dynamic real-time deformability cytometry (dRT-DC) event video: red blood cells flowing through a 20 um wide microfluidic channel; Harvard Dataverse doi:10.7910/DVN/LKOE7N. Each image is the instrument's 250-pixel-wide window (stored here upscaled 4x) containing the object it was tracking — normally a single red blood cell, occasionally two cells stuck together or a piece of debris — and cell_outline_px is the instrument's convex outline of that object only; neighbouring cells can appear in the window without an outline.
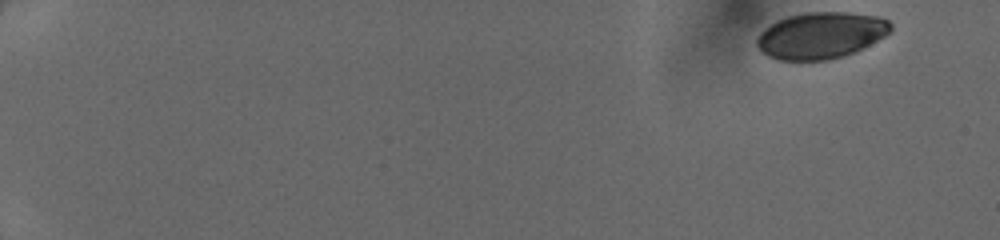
{"species": "human", "species_latin": "Homo sapiens", "temperature_condition": "cold", "stored_images_in_passage": 47, "camera_frame_rate_fps": 3000, "um_per_image_px": 0.085, "donor": {"sex": "female"}, "frame": {"image": 1, "passage_image": 1, "time_ms": 0.0, "image_size_px": [1000, 240], "cell_outline_px": [[892, 28], [884, 36], [856, 52], [844, 56], [828, 60], [780, 60], [768, 56], [756, 44], [756, 40], [760, 32], [764, 28], [776, 20], [788, 16], [804, 12], [852, 12], [880, 16], [888, 20], [892, 24]], "centroid_in_image_um": [69.79, 2.99], "position_along_channel_um": 15.2, "area_um2": 36.47}}
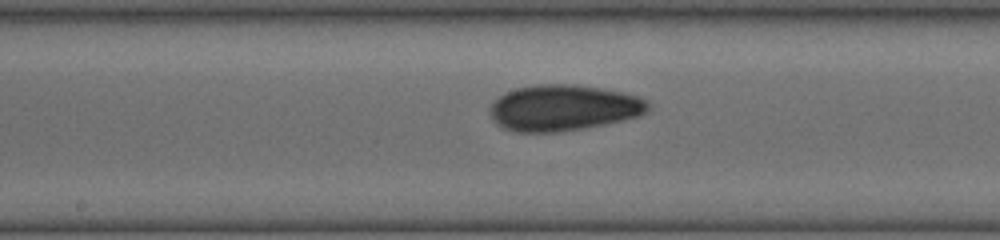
{"frame": {"image": 2, "passage_image": 27, "time_ms": 8.667, "image_size_px": [1000, 240], "cell_outline_px": [[652, 104], [648, 112], [640, 116], [624, 120], [604, 124], [556, 132], [516, 132], [504, 128], [496, 124], [492, 120], [488, 112], [492, 100], [504, 92], [516, 88], [536, 84], [576, 84], [624, 92], [640, 96], [648, 100]], "centroid_in_image_um": [47.89, 9.15], "position_along_channel_um": 200.3, "area_um2": 43.06}}
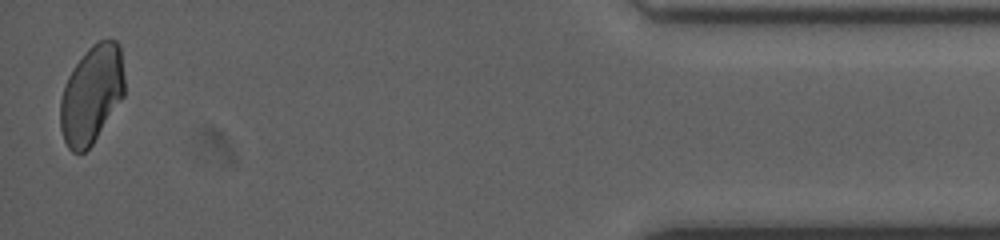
{"frame": {"image": 3, "passage_image": 47, "time_ms": 15.333, "image_size_px": [1000, 240], "cell_outline_px": [[124, 96], [92, 144], [84, 152], [72, 152], [68, 148], [64, 140], [60, 128], [60, 100], [64, 84], [68, 76], [84, 52], [92, 44], [108, 36], [116, 40], [120, 44], [124, 76]], "centroid_in_image_um": [7.79, 7.99], "position_along_channel_um": 427.4, "area_um2": 36.93}}